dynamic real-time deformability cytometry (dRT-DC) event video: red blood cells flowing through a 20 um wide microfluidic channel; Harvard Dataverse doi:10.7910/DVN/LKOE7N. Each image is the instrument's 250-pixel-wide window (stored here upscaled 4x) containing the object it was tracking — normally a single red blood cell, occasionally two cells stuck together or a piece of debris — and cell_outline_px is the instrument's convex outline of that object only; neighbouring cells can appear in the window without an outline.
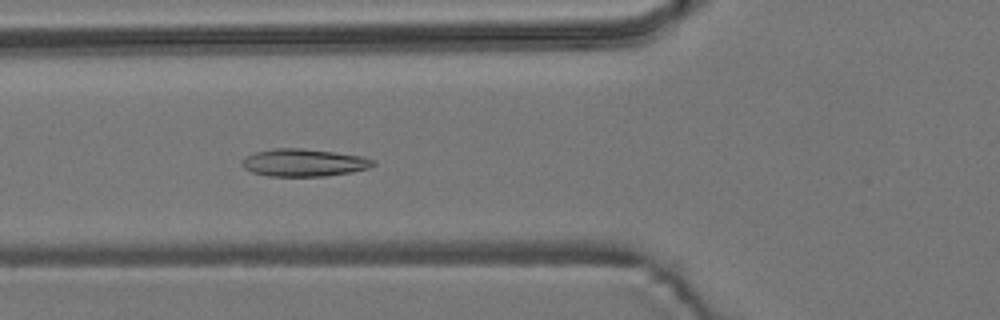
{"species": "common noctule bat (a hibernating species)", "species_latin": "Nyctalus noctula", "temperature_condition": "room temperature", "stored_images_in_passage": 46, "camera_frame_rate_fps": 3000, "um_per_image_px": 0.085, "animal": {"sex": "male", "body_mass_g": 19.2, "forearm_length_mm": 51.8}, "frame": {"image": 1, "passage_image": 11, "time_ms": 3.333, "image_size_px": [1000, 320], "cell_outline_px": [[376, 164], [368, 168], [352, 172], [324, 176], [268, 176], [252, 172], [244, 168], [240, 164], [248, 156], [256, 152], [272, 148], [300, 148], [364, 156], [376, 160]], "centroid_in_image_um": [25.86, 13.83], "position_along_channel_um": 99.9, "area_um2": 20.98}}
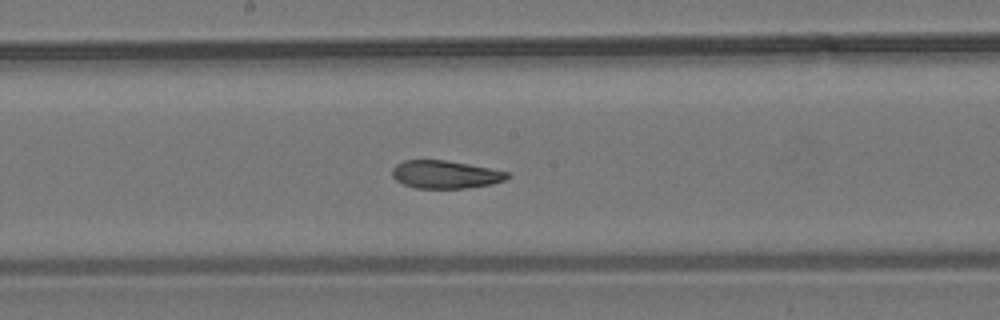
{"frame": {"image": 2, "passage_image": 20, "time_ms": 6.333, "image_size_px": [1000, 320], "cell_outline_px": [[508, 176], [504, 180], [492, 184], [464, 188], [416, 188], [404, 184], [396, 180], [392, 176], [392, 168], [396, 164], [404, 160], [444, 160], [468, 164], [508, 172]], "centroid_in_image_um": [37.8, 14.83], "position_along_channel_um": 210.4, "area_um2": 18.5}}
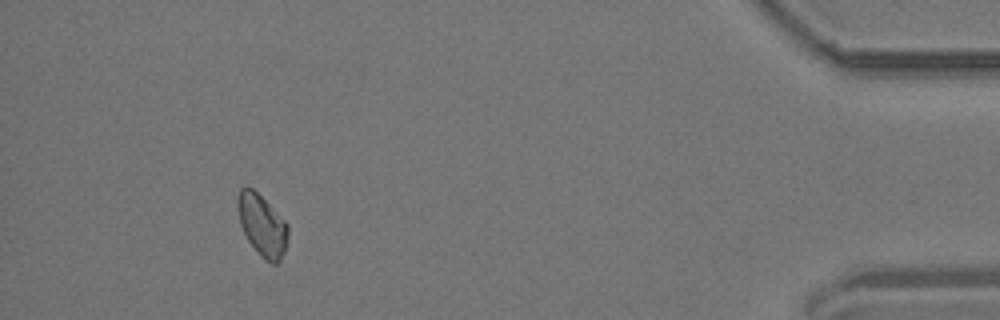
{"frame": {"image": 3, "passage_image": 42, "time_ms": 13.667, "image_size_px": [1000, 320], "cell_outline_px": [[288, 236], [284, 252], [280, 260], [276, 264], [272, 264], [264, 260], [260, 256], [248, 240], [240, 224], [236, 200], [240, 188], [252, 188], [288, 224]], "centroid_in_image_um": [22.28, 19.18], "position_along_channel_um": 412.9, "area_um2": 17.8}, "authors_computed_cell_mechanics": {"area_um2": 19.1896, "velocity_mm_per_s": 3.6673, "shape_relaxation_time_tau1_ms": 8.918, "shape_relaxation_time_tau2_ms": 3.2549, "deformation_change_tau1": 0.1848, "deformation_change_tau2": 0.0727}}